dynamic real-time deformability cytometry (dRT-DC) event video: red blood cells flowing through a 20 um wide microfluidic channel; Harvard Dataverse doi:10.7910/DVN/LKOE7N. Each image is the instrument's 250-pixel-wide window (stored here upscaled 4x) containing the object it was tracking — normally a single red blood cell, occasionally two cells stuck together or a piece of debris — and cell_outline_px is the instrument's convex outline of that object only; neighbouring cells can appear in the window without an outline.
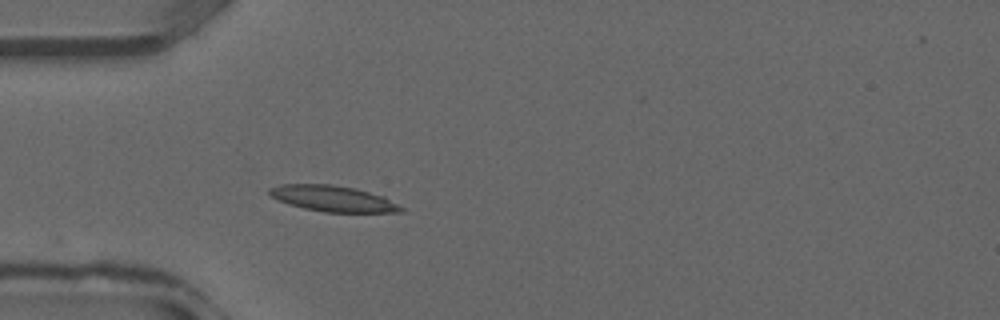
{"species": "common noctule bat (a hibernating species)", "species_latin": "Nyctalus noctula", "temperature_condition": "warm", "stored_images_in_passage": 27, "camera_frame_rate_fps": 3000, "um_per_image_px": 0.085, "animal": {"sex": "male", "forearm_length_mm": 52.5}, "frame": {"image": 1, "passage_image": 1, "time_ms": 0.0, "image_size_px": [1000, 320], "cell_outline_px": [[404, 212], [324, 212], [304, 208], [288, 204], [272, 196], [268, 192], [268, 188], [280, 184], [332, 184], [356, 188], [384, 196], [404, 208]], "centroid_in_image_um": [28.32, 16.87], "position_along_channel_um": 56.7, "area_um2": 19.88}}
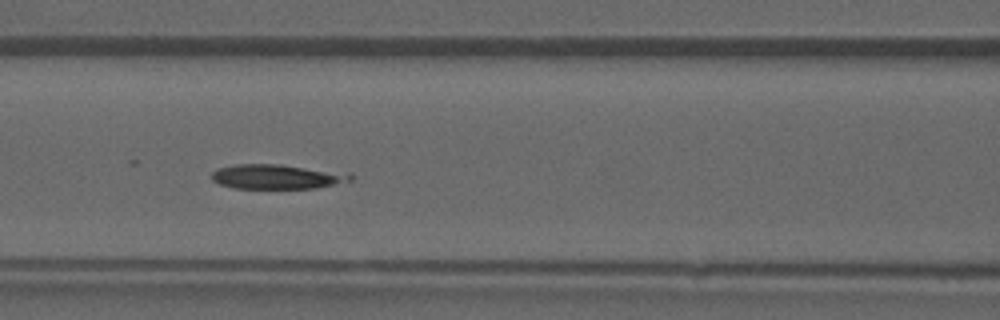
{"frame": {"image": 2, "passage_image": 6, "time_ms": 1.667, "image_size_px": [1000, 320], "cell_outline_px": [[352, 180], [316, 188], [236, 188], [220, 184], [212, 180], [212, 172], [216, 168], [236, 164], [280, 164], [352, 172]], "centroid_in_image_um": [23.59, 15.0], "position_along_channel_um": 143.0, "area_um2": 20.11}}
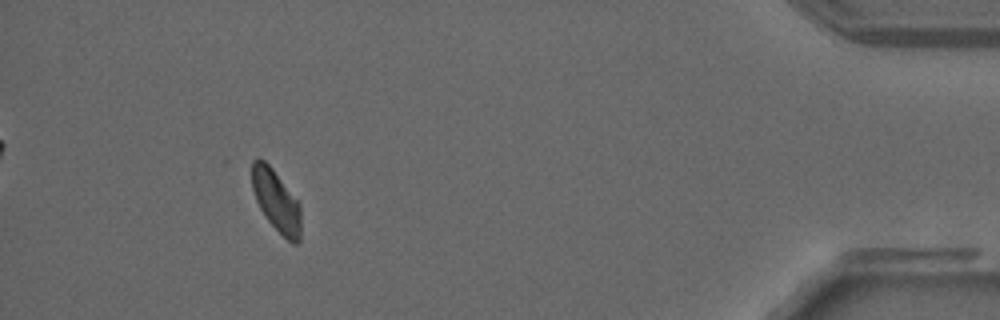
{"frame": {"image": 3, "passage_image": 24, "time_ms": 7.667, "image_size_px": [1000, 320], "cell_outline_px": [[300, 240], [296, 244], [292, 244], [268, 220], [260, 208], [256, 200], [252, 188], [252, 160], [256, 156], [260, 156], [272, 168], [300, 204]], "centroid_in_image_um": [23.46, 17.03], "position_along_channel_um": 411.7, "area_um2": 17.4}}